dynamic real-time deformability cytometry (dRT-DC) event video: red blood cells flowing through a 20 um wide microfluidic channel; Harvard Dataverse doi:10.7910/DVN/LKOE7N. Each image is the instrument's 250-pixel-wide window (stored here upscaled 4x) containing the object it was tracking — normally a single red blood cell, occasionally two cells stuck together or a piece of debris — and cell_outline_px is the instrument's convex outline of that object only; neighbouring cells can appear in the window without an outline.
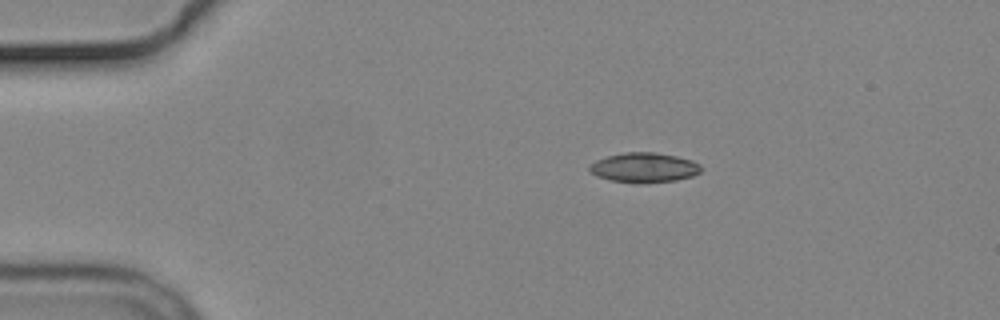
{"species": "common noctule bat (a hibernating species)", "species_latin": "Nyctalus noctula", "temperature_condition": "cold", "stored_images_in_passage": 2, "camera_frame_rate_fps": 3000, "um_per_image_px": 0.085, "animal": {"sex": "male", "body_mass_g": 19.2, "forearm_length_mm": 51.8}, "frame": {"image": 1, "passage_image": 1, "time_ms": 0.0, "image_size_px": [1000, 320], "cell_outline_px": [[700, 172], [692, 176], [676, 180], [644, 184], [636, 184], [612, 180], [596, 176], [588, 172], [588, 168], [596, 160], [608, 156], [624, 152], [656, 152], [676, 156], [692, 160], [700, 164]], "centroid_in_image_um": [54.73, 14.25], "position_along_channel_um": 30.3, "area_um2": 19.54}}